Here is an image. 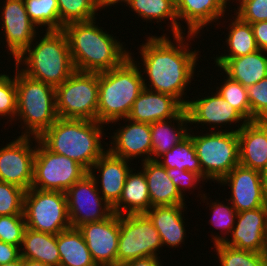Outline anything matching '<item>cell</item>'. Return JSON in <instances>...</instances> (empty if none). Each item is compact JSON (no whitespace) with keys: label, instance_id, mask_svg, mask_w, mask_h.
Returning a JSON list of instances; mask_svg holds the SVG:
<instances>
[{"label":"cell","instance_id":"7bdbcfd3","mask_svg":"<svg viewBox=\"0 0 267 266\" xmlns=\"http://www.w3.org/2000/svg\"><path fill=\"white\" fill-rule=\"evenodd\" d=\"M234 11V15L250 24L267 21V0H249Z\"/></svg>","mask_w":267,"mask_h":266},{"label":"cell","instance_id":"83f0119b","mask_svg":"<svg viewBox=\"0 0 267 266\" xmlns=\"http://www.w3.org/2000/svg\"><path fill=\"white\" fill-rule=\"evenodd\" d=\"M220 70L248 88L267 77V51L258 49L245 56L230 58Z\"/></svg>","mask_w":267,"mask_h":266},{"label":"cell","instance_id":"3957f363","mask_svg":"<svg viewBox=\"0 0 267 266\" xmlns=\"http://www.w3.org/2000/svg\"><path fill=\"white\" fill-rule=\"evenodd\" d=\"M104 127L98 121L58 118L38 140L48 150L73 159L89 171L107 151L101 143Z\"/></svg>","mask_w":267,"mask_h":266},{"label":"cell","instance_id":"4dcf8cb0","mask_svg":"<svg viewBox=\"0 0 267 266\" xmlns=\"http://www.w3.org/2000/svg\"><path fill=\"white\" fill-rule=\"evenodd\" d=\"M57 246L59 266H97L78 228H69L58 233Z\"/></svg>","mask_w":267,"mask_h":266},{"label":"cell","instance_id":"9c48e42d","mask_svg":"<svg viewBox=\"0 0 267 266\" xmlns=\"http://www.w3.org/2000/svg\"><path fill=\"white\" fill-rule=\"evenodd\" d=\"M23 214L27 228L53 235L71 228L64 192L30 188L24 194Z\"/></svg>","mask_w":267,"mask_h":266},{"label":"cell","instance_id":"4316f807","mask_svg":"<svg viewBox=\"0 0 267 266\" xmlns=\"http://www.w3.org/2000/svg\"><path fill=\"white\" fill-rule=\"evenodd\" d=\"M134 168L127 174L123 191L119 201L112 207L118 215L142 214L151 208V199L148 192L145 174L141 169L133 172Z\"/></svg>","mask_w":267,"mask_h":266},{"label":"cell","instance_id":"4fadbf2b","mask_svg":"<svg viewBox=\"0 0 267 266\" xmlns=\"http://www.w3.org/2000/svg\"><path fill=\"white\" fill-rule=\"evenodd\" d=\"M35 154L36 137L31 140V136L20 135L6 143L0 148V181L29 190L33 182Z\"/></svg>","mask_w":267,"mask_h":266},{"label":"cell","instance_id":"2e32d148","mask_svg":"<svg viewBox=\"0 0 267 266\" xmlns=\"http://www.w3.org/2000/svg\"><path fill=\"white\" fill-rule=\"evenodd\" d=\"M97 266H117L119 240V215L85 223L78 227Z\"/></svg>","mask_w":267,"mask_h":266},{"label":"cell","instance_id":"6da1fadb","mask_svg":"<svg viewBox=\"0 0 267 266\" xmlns=\"http://www.w3.org/2000/svg\"><path fill=\"white\" fill-rule=\"evenodd\" d=\"M183 35L185 36V34L174 35V43L167 34L147 36V42L140 45L139 53L143 61L141 65L144 66L142 68L144 87L171 95L185 107L188 100L183 97H186L185 91L194 79L200 51L190 50V41L195 37L198 38V35L186 34V39Z\"/></svg>","mask_w":267,"mask_h":266},{"label":"cell","instance_id":"e575fe53","mask_svg":"<svg viewBox=\"0 0 267 266\" xmlns=\"http://www.w3.org/2000/svg\"><path fill=\"white\" fill-rule=\"evenodd\" d=\"M27 14L37 27L44 30H60L57 0H24Z\"/></svg>","mask_w":267,"mask_h":266},{"label":"cell","instance_id":"681fc988","mask_svg":"<svg viewBox=\"0 0 267 266\" xmlns=\"http://www.w3.org/2000/svg\"><path fill=\"white\" fill-rule=\"evenodd\" d=\"M23 266H49L40 261H35L31 259H23Z\"/></svg>","mask_w":267,"mask_h":266},{"label":"cell","instance_id":"bcb514c9","mask_svg":"<svg viewBox=\"0 0 267 266\" xmlns=\"http://www.w3.org/2000/svg\"><path fill=\"white\" fill-rule=\"evenodd\" d=\"M258 49L267 51V21L251 23Z\"/></svg>","mask_w":267,"mask_h":266},{"label":"cell","instance_id":"c3c4849f","mask_svg":"<svg viewBox=\"0 0 267 266\" xmlns=\"http://www.w3.org/2000/svg\"><path fill=\"white\" fill-rule=\"evenodd\" d=\"M130 0H99L100 8L107 9V7H111L112 5H117L118 3L122 5V3L127 4Z\"/></svg>","mask_w":267,"mask_h":266},{"label":"cell","instance_id":"603a6c76","mask_svg":"<svg viewBox=\"0 0 267 266\" xmlns=\"http://www.w3.org/2000/svg\"><path fill=\"white\" fill-rule=\"evenodd\" d=\"M237 135L239 164L261 172L267 163V121H247Z\"/></svg>","mask_w":267,"mask_h":266},{"label":"cell","instance_id":"ffe728a7","mask_svg":"<svg viewBox=\"0 0 267 266\" xmlns=\"http://www.w3.org/2000/svg\"><path fill=\"white\" fill-rule=\"evenodd\" d=\"M129 163V160L115 156L107 150L88 171L101 196L112 207L121 197L127 174L131 170ZM97 171L100 173L98 177L95 173Z\"/></svg>","mask_w":267,"mask_h":266},{"label":"cell","instance_id":"7a4b0ae2","mask_svg":"<svg viewBox=\"0 0 267 266\" xmlns=\"http://www.w3.org/2000/svg\"><path fill=\"white\" fill-rule=\"evenodd\" d=\"M97 21L73 22L63 27L69 44L75 71L101 73L120 66L130 50L114 37L103 31ZM113 35V36H112Z\"/></svg>","mask_w":267,"mask_h":266},{"label":"cell","instance_id":"f35d334b","mask_svg":"<svg viewBox=\"0 0 267 266\" xmlns=\"http://www.w3.org/2000/svg\"><path fill=\"white\" fill-rule=\"evenodd\" d=\"M10 75V76H9ZM0 73V117L8 123L15 120L17 113V92L15 75ZM7 116V117H6Z\"/></svg>","mask_w":267,"mask_h":266},{"label":"cell","instance_id":"db71d44e","mask_svg":"<svg viewBox=\"0 0 267 266\" xmlns=\"http://www.w3.org/2000/svg\"><path fill=\"white\" fill-rule=\"evenodd\" d=\"M264 261L266 262L267 265V234L265 235V242H264V248L262 251Z\"/></svg>","mask_w":267,"mask_h":266},{"label":"cell","instance_id":"ab89813d","mask_svg":"<svg viewBox=\"0 0 267 266\" xmlns=\"http://www.w3.org/2000/svg\"><path fill=\"white\" fill-rule=\"evenodd\" d=\"M24 194V189L0 181V216L24 215Z\"/></svg>","mask_w":267,"mask_h":266},{"label":"cell","instance_id":"f546056e","mask_svg":"<svg viewBox=\"0 0 267 266\" xmlns=\"http://www.w3.org/2000/svg\"><path fill=\"white\" fill-rule=\"evenodd\" d=\"M20 257L40 261L49 266H59L57 235L26 228L20 247Z\"/></svg>","mask_w":267,"mask_h":266},{"label":"cell","instance_id":"52a82bcc","mask_svg":"<svg viewBox=\"0 0 267 266\" xmlns=\"http://www.w3.org/2000/svg\"><path fill=\"white\" fill-rule=\"evenodd\" d=\"M244 125L238 124L235 130L219 129L216 132L209 131L204 134L202 132L201 135H195L190 126L189 135L192 137L196 155L200 161L204 182L205 180L219 182L239 165L237 132Z\"/></svg>","mask_w":267,"mask_h":266},{"label":"cell","instance_id":"d6986e66","mask_svg":"<svg viewBox=\"0 0 267 266\" xmlns=\"http://www.w3.org/2000/svg\"><path fill=\"white\" fill-rule=\"evenodd\" d=\"M267 234V206L237 213L235 225L225 245L261 253ZM230 238V239H229Z\"/></svg>","mask_w":267,"mask_h":266},{"label":"cell","instance_id":"ac0fdd59","mask_svg":"<svg viewBox=\"0 0 267 266\" xmlns=\"http://www.w3.org/2000/svg\"><path fill=\"white\" fill-rule=\"evenodd\" d=\"M211 96H202L203 98H195V100H189L185 106L187 116L189 119V126L196 124L197 130L198 125H208L209 131L215 132L218 128H223V125L228 124L231 126L232 123L245 124L247 120L236 111L227 101H225L217 92ZM198 124V125H197ZM219 126V127H218ZM222 126V127H221ZM217 128V129H216Z\"/></svg>","mask_w":267,"mask_h":266},{"label":"cell","instance_id":"d590c367","mask_svg":"<svg viewBox=\"0 0 267 266\" xmlns=\"http://www.w3.org/2000/svg\"><path fill=\"white\" fill-rule=\"evenodd\" d=\"M225 200L226 202L228 201V205L224 204V200L220 202L218 199L216 200V202L212 200L209 205V210H212V216L210 218L211 221L209 222V224L211 223L212 225H214L215 230H221V233L219 235L218 233H216L217 235L215 236L213 233L211 234V242H213L214 245L218 243H224L227 240V236H230L236 221V210L229 200H227L226 198Z\"/></svg>","mask_w":267,"mask_h":266},{"label":"cell","instance_id":"74e56055","mask_svg":"<svg viewBox=\"0 0 267 266\" xmlns=\"http://www.w3.org/2000/svg\"><path fill=\"white\" fill-rule=\"evenodd\" d=\"M214 246L216 256L221 264L219 266H267L262 252L236 249L224 243H218Z\"/></svg>","mask_w":267,"mask_h":266},{"label":"cell","instance_id":"60d3db41","mask_svg":"<svg viewBox=\"0 0 267 266\" xmlns=\"http://www.w3.org/2000/svg\"><path fill=\"white\" fill-rule=\"evenodd\" d=\"M26 228L24 215L0 216V241L20 248Z\"/></svg>","mask_w":267,"mask_h":266},{"label":"cell","instance_id":"d4e9b609","mask_svg":"<svg viewBox=\"0 0 267 266\" xmlns=\"http://www.w3.org/2000/svg\"><path fill=\"white\" fill-rule=\"evenodd\" d=\"M147 181L152 206H171L186 204V200L167 174V170L156 160L141 162Z\"/></svg>","mask_w":267,"mask_h":266},{"label":"cell","instance_id":"484cf974","mask_svg":"<svg viewBox=\"0 0 267 266\" xmlns=\"http://www.w3.org/2000/svg\"><path fill=\"white\" fill-rule=\"evenodd\" d=\"M188 124L189 119L185 108L172 119L150 123L152 160H157L159 156L185 139L190 131Z\"/></svg>","mask_w":267,"mask_h":266},{"label":"cell","instance_id":"f6af8a7d","mask_svg":"<svg viewBox=\"0 0 267 266\" xmlns=\"http://www.w3.org/2000/svg\"><path fill=\"white\" fill-rule=\"evenodd\" d=\"M20 258V248L18 246L0 241V265L11 263Z\"/></svg>","mask_w":267,"mask_h":266},{"label":"cell","instance_id":"816d5d0a","mask_svg":"<svg viewBox=\"0 0 267 266\" xmlns=\"http://www.w3.org/2000/svg\"><path fill=\"white\" fill-rule=\"evenodd\" d=\"M223 1V3L225 4V6L227 7V9H228V7L229 6H227L229 3H230V1L231 0H222ZM235 0H233V2H234ZM238 1V2H237ZM247 1H249V0H236L235 2L237 3V5H239V6H237V8L236 9H238L241 5H243L244 3H246ZM239 3V4H238Z\"/></svg>","mask_w":267,"mask_h":266},{"label":"cell","instance_id":"ee69618b","mask_svg":"<svg viewBox=\"0 0 267 266\" xmlns=\"http://www.w3.org/2000/svg\"><path fill=\"white\" fill-rule=\"evenodd\" d=\"M166 170L169 178L183 197L187 189V191L190 189L192 190L196 188V185L198 186L199 183L201 184V181H204L198 174L191 171L179 170L178 168Z\"/></svg>","mask_w":267,"mask_h":266},{"label":"cell","instance_id":"f1b7e54d","mask_svg":"<svg viewBox=\"0 0 267 266\" xmlns=\"http://www.w3.org/2000/svg\"><path fill=\"white\" fill-rule=\"evenodd\" d=\"M231 23L227 25L226 46L228 53L214 57L215 66L221 68L230 58L241 57L258 50L250 23L241 20L237 15L231 16ZM235 17V18H234Z\"/></svg>","mask_w":267,"mask_h":266},{"label":"cell","instance_id":"277c9868","mask_svg":"<svg viewBox=\"0 0 267 266\" xmlns=\"http://www.w3.org/2000/svg\"><path fill=\"white\" fill-rule=\"evenodd\" d=\"M38 38L36 41L35 37L14 64L27 76L57 87L75 72L68 39L63 30H46Z\"/></svg>","mask_w":267,"mask_h":266},{"label":"cell","instance_id":"8d00e7d4","mask_svg":"<svg viewBox=\"0 0 267 266\" xmlns=\"http://www.w3.org/2000/svg\"><path fill=\"white\" fill-rule=\"evenodd\" d=\"M223 84L216 87V92L227 101L236 111H238L247 121H251L250 102L247 88L241 83L232 80L225 75Z\"/></svg>","mask_w":267,"mask_h":266},{"label":"cell","instance_id":"836d02e7","mask_svg":"<svg viewBox=\"0 0 267 266\" xmlns=\"http://www.w3.org/2000/svg\"><path fill=\"white\" fill-rule=\"evenodd\" d=\"M60 17V30L73 22H86L97 18L101 11L99 0H57ZM97 14V15H96Z\"/></svg>","mask_w":267,"mask_h":266},{"label":"cell","instance_id":"44dd1931","mask_svg":"<svg viewBox=\"0 0 267 266\" xmlns=\"http://www.w3.org/2000/svg\"><path fill=\"white\" fill-rule=\"evenodd\" d=\"M185 107L173 96L143 88L133 103L128 119L154 123L176 117Z\"/></svg>","mask_w":267,"mask_h":266},{"label":"cell","instance_id":"30bf717a","mask_svg":"<svg viewBox=\"0 0 267 266\" xmlns=\"http://www.w3.org/2000/svg\"><path fill=\"white\" fill-rule=\"evenodd\" d=\"M119 229L117 266L138 258L160 257L159 232L145 213L119 215Z\"/></svg>","mask_w":267,"mask_h":266},{"label":"cell","instance_id":"5b68a950","mask_svg":"<svg viewBox=\"0 0 267 266\" xmlns=\"http://www.w3.org/2000/svg\"><path fill=\"white\" fill-rule=\"evenodd\" d=\"M141 67L131 52L120 66L98 73V122L108 125L128 117L134 101L144 88Z\"/></svg>","mask_w":267,"mask_h":266},{"label":"cell","instance_id":"7dc6e473","mask_svg":"<svg viewBox=\"0 0 267 266\" xmlns=\"http://www.w3.org/2000/svg\"><path fill=\"white\" fill-rule=\"evenodd\" d=\"M160 257H144L129 261L122 266H163Z\"/></svg>","mask_w":267,"mask_h":266},{"label":"cell","instance_id":"e0dca14e","mask_svg":"<svg viewBox=\"0 0 267 266\" xmlns=\"http://www.w3.org/2000/svg\"><path fill=\"white\" fill-rule=\"evenodd\" d=\"M124 120V126H120L114 135L111 136L110 144L107 150L115 156L121 157L125 160H133L137 157L141 158V161L152 160V141H151V129L149 123H142L130 120L128 118H122L115 120L111 123L120 122ZM126 120V121H125Z\"/></svg>","mask_w":267,"mask_h":266},{"label":"cell","instance_id":"8fae6325","mask_svg":"<svg viewBox=\"0 0 267 266\" xmlns=\"http://www.w3.org/2000/svg\"><path fill=\"white\" fill-rule=\"evenodd\" d=\"M36 143L32 188L65 193L88 173L73 159L48 150L37 137Z\"/></svg>","mask_w":267,"mask_h":266},{"label":"cell","instance_id":"8992f818","mask_svg":"<svg viewBox=\"0 0 267 266\" xmlns=\"http://www.w3.org/2000/svg\"><path fill=\"white\" fill-rule=\"evenodd\" d=\"M14 68L17 92L15 120L22 121L21 136L38 138L58 119L55 87L27 76L17 65Z\"/></svg>","mask_w":267,"mask_h":266},{"label":"cell","instance_id":"cb8c5ba5","mask_svg":"<svg viewBox=\"0 0 267 266\" xmlns=\"http://www.w3.org/2000/svg\"><path fill=\"white\" fill-rule=\"evenodd\" d=\"M186 204L152 206L145 214L159 232L163 247L176 248L184 244L186 229L183 215Z\"/></svg>","mask_w":267,"mask_h":266},{"label":"cell","instance_id":"7402d4cb","mask_svg":"<svg viewBox=\"0 0 267 266\" xmlns=\"http://www.w3.org/2000/svg\"><path fill=\"white\" fill-rule=\"evenodd\" d=\"M227 7L222 0H176V13L180 26V35L184 33L181 23L187 24V33L198 35L201 30L213 22L225 17Z\"/></svg>","mask_w":267,"mask_h":266},{"label":"cell","instance_id":"9a60e30c","mask_svg":"<svg viewBox=\"0 0 267 266\" xmlns=\"http://www.w3.org/2000/svg\"><path fill=\"white\" fill-rule=\"evenodd\" d=\"M219 183L230 187L231 197L227 200L237 213L267 206V190L258 170L239 164Z\"/></svg>","mask_w":267,"mask_h":266},{"label":"cell","instance_id":"ba28073f","mask_svg":"<svg viewBox=\"0 0 267 266\" xmlns=\"http://www.w3.org/2000/svg\"><path fill=\"white\" fill-rule=\"evenodd\" d=\"M98 73L75 71L55 87L58 118L97 121Z\"/></svg>","mask_w":267,"mask_h":266},{"label":"cell","instance_id":"b9f144b4","mask_svg":"<svg viewBox=\"0 0 267 266\" xmlns=\"http://www.w3.org/2000/svg\"><path fill=\"white\" fill-rule=\"evenodd\" d=\"M251 121H267V77L247 88Z\"/></svg>","mask_w":267,"mask_h":266},{"label":"cell","instance_id":"f907efd6","mask_svg":"<svg viewBox=\"0 0 267 266\" xmlns=\"http://www.w3.org/2000/svg\"><path fill=\"white\" fill-rule=\"evenodd\" d=\"M0 266H23V258L20 257L18 260L14 262L2 264Z\"/></svg>","mask_w":267,"mask_h":266},{"label":"cell","instance_id":"7c38bea8","mask_svg":"<svg viewBox=\"0 0 267 266\" xmlns=\"http://www.w3.org/2000/svg\"><path fill=\"white\" fill-rule=\"evenodd\" d=\"M65 194L71 228L104 220L113 213L112 206L100 196L95 180L89 173L75 182Z\"/></svg>","mask_w":267,"mask_h":266},{"label":"cell","instance_id":"d6a6232c","mask_svg":"<svg viewBox=\"0 0 267 266\" xmlns=\"http://www.w3.org/2000/svg\"><path fill=\"white\" fill-rule=\"evenodd\" d=\"M156 161L166 169L178 168L179 170L191 171L203 179L200 161L197 158L196 149L190 135L171 150L159 156Z\"/></svg>","mask_w":267,"mask_h":266},{"label":"cell","instance_id":"f5cc1de1","mask_svg":"<svg viewBox=\"0 0 267 266\" xmlns=\"http://www.w3.org/2000/svg\"><path fill=\"white\" fill-rule=\"evenodd\" d=\"M261 176H262L263 183L265 184V187L267 190V163H266V166L261 171Z\"/></svg>","mask_w":267,"mask_h":266},{"label":"cell","instance_id":"5bb4252c","mask_svg":"<svg viewBox=\"0 0 267 266\" xmlns=\"http://www.w3.org/2000/svg\"><path fill=\"white\" fill-rule=\"evenodd\" d=\"M0 6L1 33L5 40V48L11 58L16 60L37 37L38 27L30 20L24 0H4ZM2 22V23H1ZM38 31H37V30Z\"/></svg>","mask_w":267,"mask_h":266},{"label":"cell","instance_id":"1f68e13d","mask_svg":"<svg viewBox=\"0 0 267 266\" xmlns=\"http://www.w3.org/2000/svg\"><path fill=\"white\" fill-rule=\"evenodd\" d=\"M126 6L131 8L142 20L156 23L170 20L171 35H180V26L176 13V0H130ZM162 20V21H161Z\"/></svg>","mask_w":267,"mask_h":266}]
</instances>
